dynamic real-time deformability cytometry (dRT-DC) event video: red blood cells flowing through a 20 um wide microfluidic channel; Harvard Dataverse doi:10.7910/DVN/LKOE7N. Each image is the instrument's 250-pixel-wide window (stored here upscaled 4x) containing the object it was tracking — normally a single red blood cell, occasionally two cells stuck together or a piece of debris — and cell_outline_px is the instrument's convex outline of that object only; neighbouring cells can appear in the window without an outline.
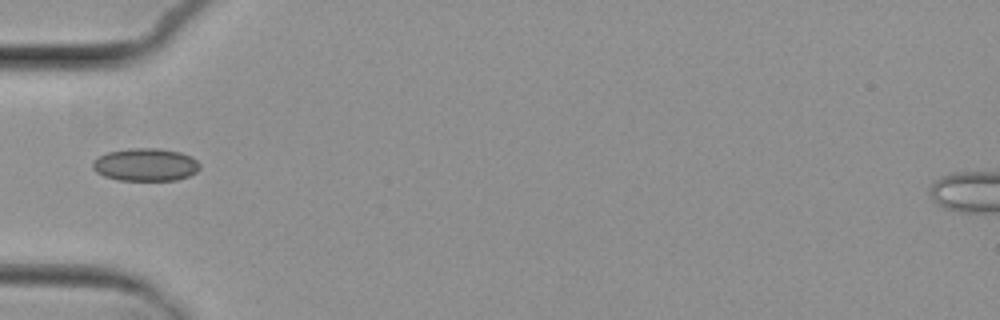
{"species": "common noctule bat (a hibernating species)", "species_latin": "Nyctalus noctula", "temperature_condition": "cold", "stored_images_in_passage": 4, "camera_frame_rate_fps": 3000, "um_per_image_px": 0.085, "animal": {"sex": "female", "body_mass_g": 29.2, "forearm_length_mm": 56.3}, "frame": {"image": 1, "passage_image": 3, "time_ms": 4.333, "image_size_px": [1000, 320], "cell_outline_px": [[200, 168], [196, 172], [188, 176], [176, 180], [120, 180], [104, 176], [96, 172], [92, 168], [92, 160], [108, 152], [128, 148], [160, 148], [180, 152], [192, 156], [200, 164]], "centroid_in_image_um": [12.37, 13.99], "position_along_channel_um": 72.6, "area_um2": 20.58}}
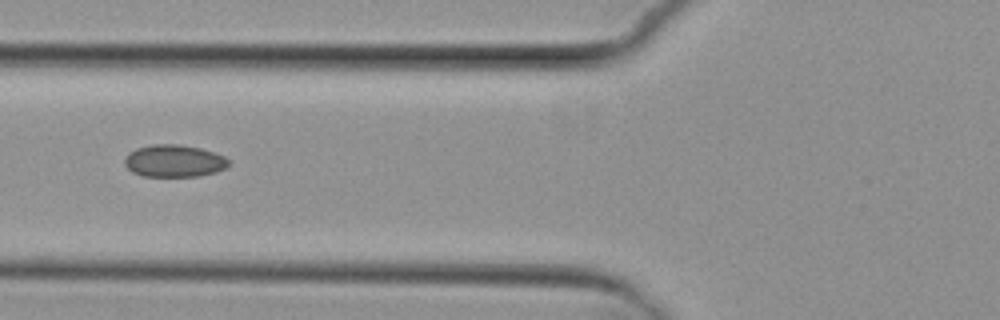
{"frame": {"image": 2, "passage_image": 4, "time_ms": 5.333, "image_size_px": [1000, 320], "cell_outline_px": [[232, 164], [216, 172], [200, 176], [144, 176], [132, 172], [124, 164], [124, 160], [128, 152], [136, 148], [152, 144], [180, 144], [200, 148], [224, 156]], "centroid_in_image_um": [14.79, 13.67], "position_along_channel_um": 111.0, "area_um2": 19.65}}